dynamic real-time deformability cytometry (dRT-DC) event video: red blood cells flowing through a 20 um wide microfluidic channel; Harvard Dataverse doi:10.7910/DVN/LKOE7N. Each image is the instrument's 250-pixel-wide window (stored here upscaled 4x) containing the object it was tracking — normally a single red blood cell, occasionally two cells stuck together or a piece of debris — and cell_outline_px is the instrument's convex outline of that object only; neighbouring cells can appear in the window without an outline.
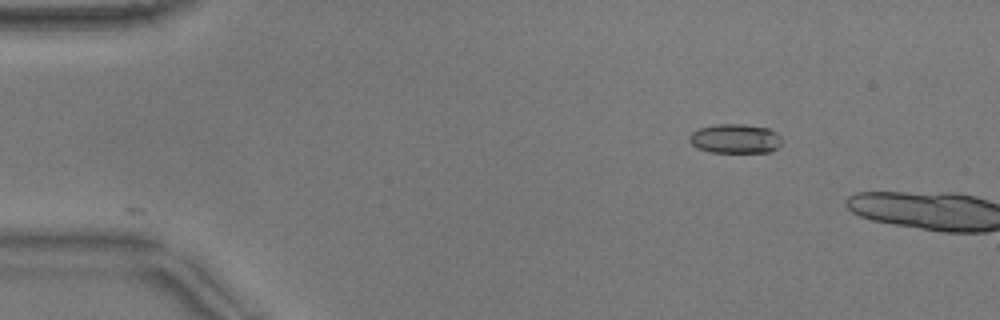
{"species": "common noctule bat (a hibernating species)", "species_latin": "Nyctalus noctula", "temperature_condition": "warm", "stored_images_in_passage": 4, "camera_frame_rate_fps": 3000, "um_per_image_px": 0.085, "animal": {"sex": "male", "body_mass_g": 17.9}, "frame": {"image": 1, "passage_image": 1, "time_ms": 0.0, "image_size_px": [1000, 320], "cell_outline_px": [[784, 140], [772, 152], [712, 152], [696, 148], [688, 140], [688, 136], [692, 132], [700, 128], [716, 124], [744, 124], [768, 128], [776, 132]], "centroid_in_image_um": [62.5, 11.78], "position_along_channel_um": 22.5, "area_um2": 15.95}}